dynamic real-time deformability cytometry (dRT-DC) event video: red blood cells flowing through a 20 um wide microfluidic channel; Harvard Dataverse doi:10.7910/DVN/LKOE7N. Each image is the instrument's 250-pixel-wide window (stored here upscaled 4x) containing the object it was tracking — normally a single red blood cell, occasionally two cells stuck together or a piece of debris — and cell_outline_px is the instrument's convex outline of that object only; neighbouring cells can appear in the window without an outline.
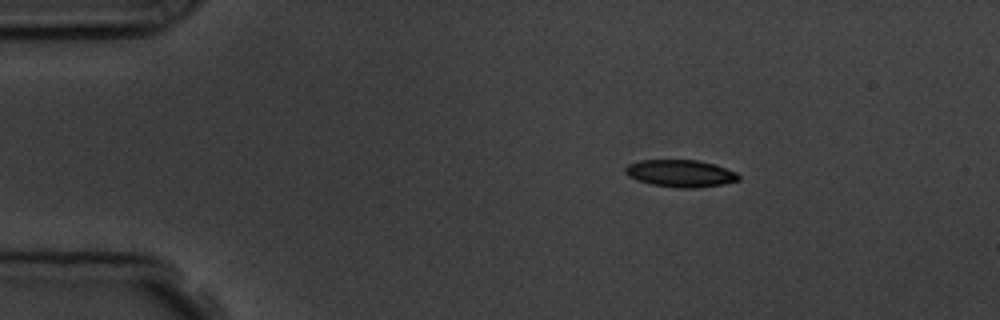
{"species": "common noctule bat (a hibernating species)", "species_latin": "Nyctalus noctula", "temperature_condition": "room temperature", "stored_images_in_passage": 3, "camera_frame_rate_fps": 3000, "um_per_image_px": 0.085, "animal": {"sex": "male", "body_mass_g": 19.5, "forearm_length_mm": 54.6}, "frame": {"image": 1, "passage_image": 1, "time_ms": 0.0, "image_size_px": [1000, 320], "cell_outline_px": [[740, 180], [724, 184], [696, 188], [680, 188], [652, 184], [636, 180], [628, 176], [624, 172], [624, 168], [628, 164], [640, 160], [700, 160], [716, 164], [736, 172], [740, 176]], "centroid_in_image_um": [57.85, 14.73], "position_along_channel_um": 27.1, "area_um2": 18.15}}
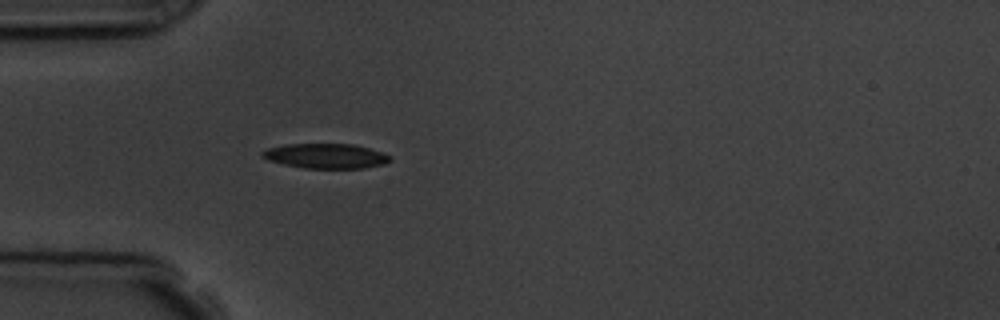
{"frame": {"image": 2, "passage_image": 3, "time_ms": 2.333, "image_size_px": [1000, 320], "cell_outline_px": [[392, 160], [384, 164], [364, 168], [304, 168], [284, 164], [268, 160], [260, 156], [260, 152], [268, 148], [284, 144], [352, 144], [384, 152], [392, 156]], "centroid_in_image_um": [27.71, 13.25], "position_along_channel_um": 57.3, "area_um2": 18.61}}